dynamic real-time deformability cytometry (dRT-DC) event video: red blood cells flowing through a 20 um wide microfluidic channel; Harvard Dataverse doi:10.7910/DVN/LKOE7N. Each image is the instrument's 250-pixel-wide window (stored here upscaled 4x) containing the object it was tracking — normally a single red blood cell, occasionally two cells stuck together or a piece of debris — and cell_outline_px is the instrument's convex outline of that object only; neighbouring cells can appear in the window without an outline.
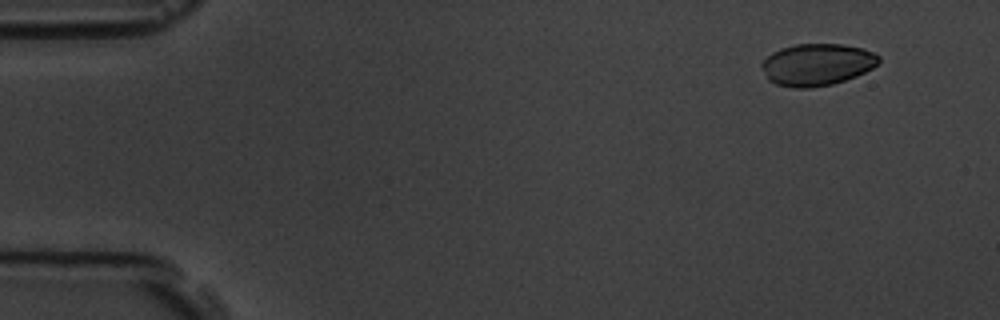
{"species": "common noctule bat (a hibernating species)", "species_latin": "Nyctalus noctula", "temperature_condition": "room temperature", "stored_images_in_passage": 10, "camera_frame_rate_fps": 3000, "um_per_image_px": 0.085, "animal": {"sex": "male", "body_mass_g": 19.5, "forearm_length_mm": 54.6}, "frame": {"image": 1, "passage_image": 1, "time_ms": 0.0, "image_size_px": [1000, 320], "cell_outline_px": [[880, 64], [856, 76], [832, 84], [812, 88], [792, 88], [776, 84], [768, 80], [760, 64], [772, 52], [780, 48], [796, 44], [840, 44], [864, 48], [880, 56]], "centroid_in_image_um": [69.45, 5.49], "position_along_channel_um": 15.6, "area_um2": 28.78}}
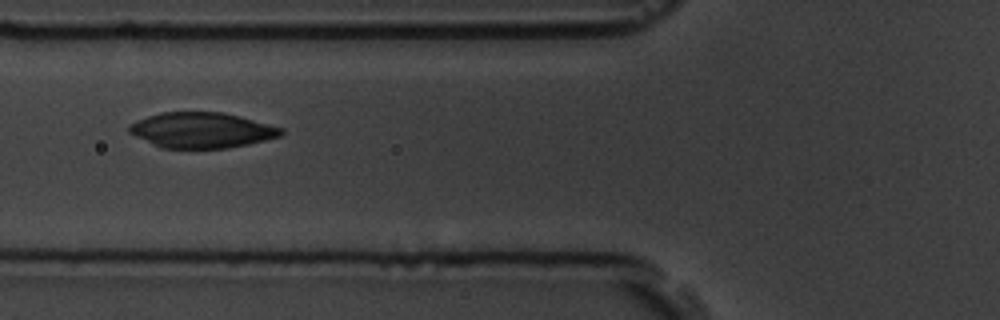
{"frame": {"image": 2, "passage_image": 6, "time_ms": 5.667, "image_size_px": [1000, 320], "cell_outline_px": [[284, 132], [280, 136], [248, 144], [224, 148], [160, 148], [128, 132], [128, 124], [136, 120], [160, 112], [224, 112], [240, 116], [284, 128]], "centroid_in_image_um": [17.12, 11.06], "position_along_channel_um": 108.7, "area_um2": 31.44}}